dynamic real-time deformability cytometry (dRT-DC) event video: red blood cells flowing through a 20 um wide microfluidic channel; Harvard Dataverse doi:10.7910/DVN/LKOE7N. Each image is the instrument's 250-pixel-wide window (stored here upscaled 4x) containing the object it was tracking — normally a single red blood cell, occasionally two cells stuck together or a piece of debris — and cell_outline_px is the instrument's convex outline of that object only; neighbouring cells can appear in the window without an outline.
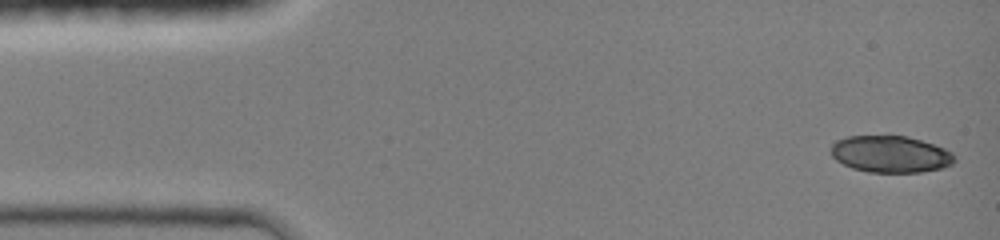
{"species": "common noctule bat (a hibernating species)", "species_latin": "Nyctalus noctula", "temperature_condition": "room temperature", "stored_images_in_passage": 9, "camera_frame_rate_fps": 3000, "um_per_image_px": 0.085, "animal": {"sex": "female", "body_mass_g": 19.0, "forearm_length_mm": 51.5}, "frame": {"image": 1, "passage_image": 1, "time_ms": 0.0, "image_size_px": [1000, 240], "cell_outline_px": [[956, 160], [952, 164], [940, 168], [920, 172], [868, 172], [852, 168], [836, 160], [832, 156], [832, 144], [836, 140], [848, 136], [888, 132], [908, 136], [944, 148], [952, 152]], "centroid_in_image_um": [75.66, 13.05], "position_along_channel_um": 9.3, "area_um2": 27.17}}